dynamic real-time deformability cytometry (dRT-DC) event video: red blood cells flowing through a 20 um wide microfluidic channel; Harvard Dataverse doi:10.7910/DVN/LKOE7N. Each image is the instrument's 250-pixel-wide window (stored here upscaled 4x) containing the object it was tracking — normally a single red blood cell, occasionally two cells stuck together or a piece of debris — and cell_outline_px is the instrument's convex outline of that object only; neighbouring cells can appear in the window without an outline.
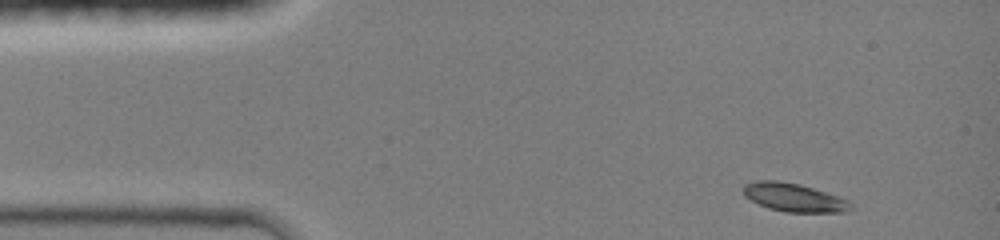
{"species": "common noctule bat (a hibernating species)", "species_latin": "Nyctalus noctula", "temperature_condition": "room temperature", "stored_images_in_passage": 6, "camera_frame_rate_fps": 3000, "um_per_image_px": 0.085, "animal": {"sex": "female", "body_mass_g": 19.0, "forearm_length_mm": 51.5}, "frame": {"image": 1, "passage_image": 1, "time_ms": 0.0, "image_size_px": [1000, 240], "cell_outline_px": [[852, 208], [844, 212], [784, 212], [768, 208], [744, 196], [744, 184], [756, 180], [780, 180], [800, 184], [848, 200], [852, 204]], "centroid_in_image_um": [67.46, 16.78], "position_along_channel_um": 17.5, "area_um2": 17.63}}
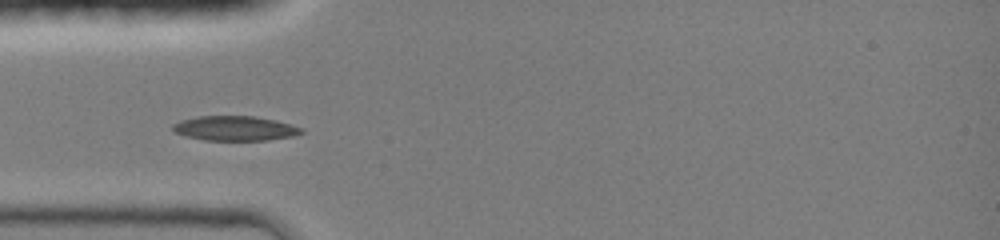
{"frame": {"image": 2, "passage_image": 5, "time_ms": 3.0, "image_size_px": [1000, 240], "cell_outline_px": [[304, 132], [292, 136], [268, 140], [204, 140], [184, 136], [176, 132], [172, 128], [172, 124], [180, 120], [196, 116], [256, 116], [276, 120], [304, 128]], "centroid_in_image_um": [19.96, 10.9], "position_along_channel_um": 65.0, "area_um2": 18.61}}